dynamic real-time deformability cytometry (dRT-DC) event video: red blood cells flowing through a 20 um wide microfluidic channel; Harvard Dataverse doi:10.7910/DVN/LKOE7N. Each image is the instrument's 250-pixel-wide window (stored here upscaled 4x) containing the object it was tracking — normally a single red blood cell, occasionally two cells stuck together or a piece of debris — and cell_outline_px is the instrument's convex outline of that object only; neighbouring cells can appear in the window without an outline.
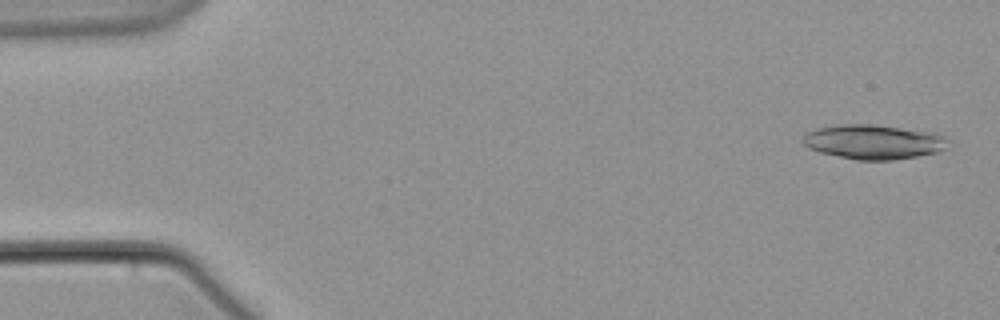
{"species": "common noctule bat (a hibernating species)", "species_latin": "Nyctalus noctula", "temperature_condition": "warm", "stored_images_in_passage": 9, "camera_frame_rate_fps": 3000, "um_per_image_px": 0.085, "animal": {"sex": "male", "body_mass_g": 21.5, "forearm_length_mm": 52.0}, "frame": {"image": 1, "passage_image": 1, "time_ms": 0.0, "image_size_px": [1000, 320], "cell_outline_px": [[952, 140], [944, 148], [936, 152], [916, 156], [892, 160], [856, 160], [820, 152], [808, 148], [804, 144], [804, 136], [808, 132], [816, 128], [844, 124], [872, 124], [932, 132], [948, 136]], "centroid_in_image_um": [74.29, 12.05], "position_along_channel_um": 10.7, "area_um2": 29.13}}
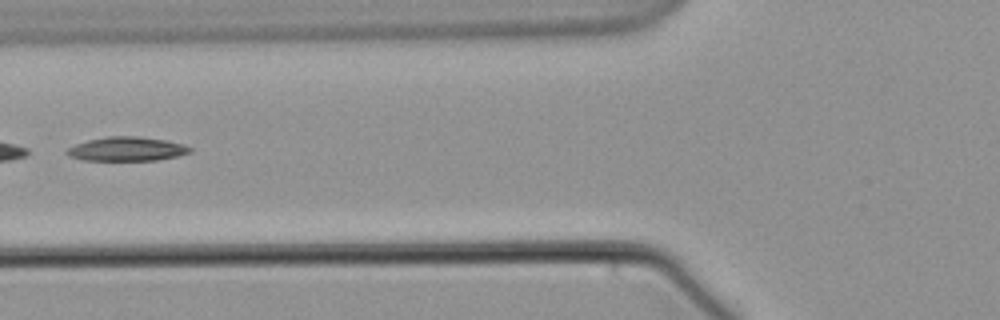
{"frame": {"image": 2, "passage_image": 7, "time_ms": 7.333, "image_size_px": [1000, 320], "cell_outline_px": [[192, 152], [176, 156], [156, 160], [84, 160], [68, 156], [64, 152], [68, 148], [76, 144], [88, 140], [108, 136], [140, 136], [164, 140], [184, 144], [192, 148]], "centroid_in_image_um": [10.77, 12.66], "position_along_channel_um": 115.0, "area_um2": 17.22}}
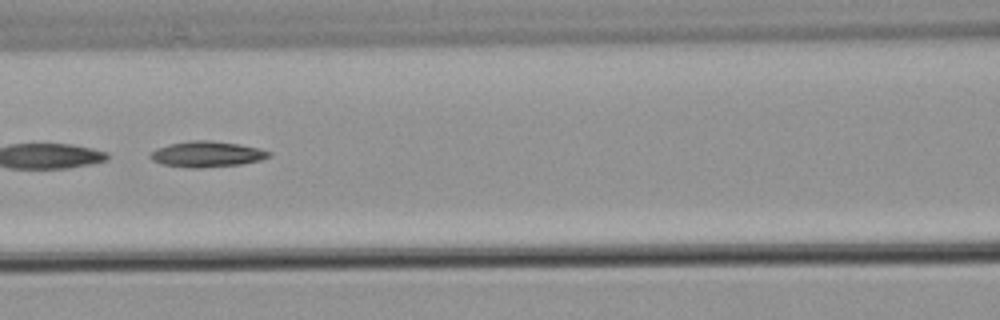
{"frame": {"image": 3, "passage_image": 8, "time_ms": 8.333, "image_size_px": [1000, 320], "cell_outline_px": [[272, 156], [260, 160], [240, 164], [200, 168], [188, 168], [164, 164], [152, 160], [148, 156], [152, 152], [160, 148], [172, 144], [192, 140], [208, 140], [240, 144], [272, 152]], "centroid_in_image_um": [17.62, 13.11], "position_along_channel_um": 149.0, "area_um2": 17.51}}